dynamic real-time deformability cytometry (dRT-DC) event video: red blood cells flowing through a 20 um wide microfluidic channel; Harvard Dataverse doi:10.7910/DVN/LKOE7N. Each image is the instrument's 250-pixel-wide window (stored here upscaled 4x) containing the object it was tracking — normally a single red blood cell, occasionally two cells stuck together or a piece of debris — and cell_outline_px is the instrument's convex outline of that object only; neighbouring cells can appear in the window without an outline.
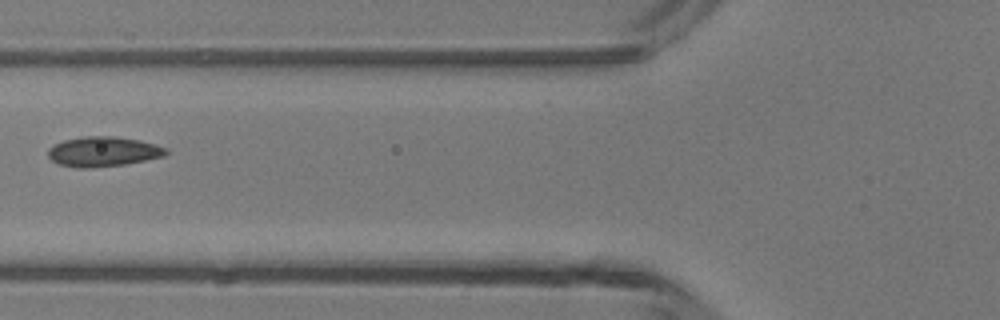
{"species": "common noctule bat (a hibernating species)", "species_latin": "Nyctalus noctula", "temperature_condition": "room temperature", "stored_images_in_passage": 5, "camera_frame_rate_fps": 3000, "um_per_image_px": 0.085, "animal": {"sex": "male", "body_mass_g": 13.3}, "frame": {"image": 1, "passage_image": 5, "time_ms": 5.667, "image_size_px": [1000, 320], "cell_outline_px": [[168, 152], [164, 156], [124, 164], [88, 168], [76, 168], [60, 164], [52, 160], [48, 156], [48, 148], [64, 140], [84, 136], [116, 136], [140, 140], [168, 148]], "centroid_in_image_um": [8.77, 12.88], "position_along_channel_um": 117.0, "area_um2": 20.46}}